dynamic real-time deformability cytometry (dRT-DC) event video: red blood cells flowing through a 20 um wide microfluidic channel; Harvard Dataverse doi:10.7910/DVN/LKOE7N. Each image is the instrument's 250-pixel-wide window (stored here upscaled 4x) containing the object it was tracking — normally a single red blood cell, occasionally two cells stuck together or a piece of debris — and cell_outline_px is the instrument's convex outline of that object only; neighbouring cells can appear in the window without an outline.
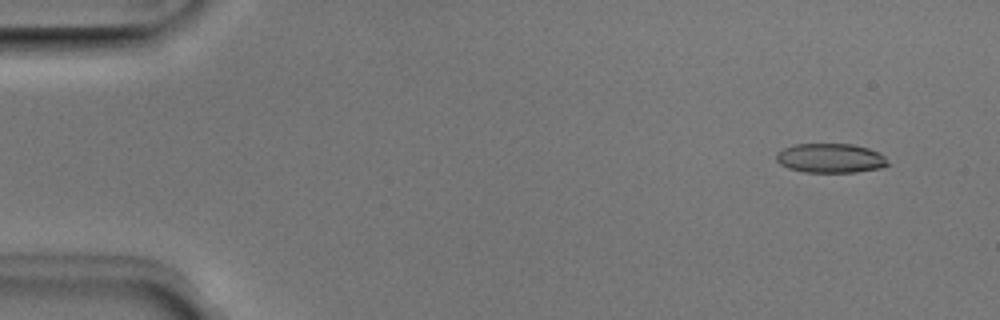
{"species": "Egyptian fruit bat (a non-hibernating species)", "species_latin": "Rousettus aegyptiacus", "temperature_condition": "room temperature", "stored_images_in_passage": 51, "camera_frame_rate_fps": 3000, "um_per_image_px": 0.085, "animal": {"sex": "male"}, "frame": {"image": 1, "passage_image": 4, "time_ms": 1.0, "image_size_px": [1000, 320], "cell_outline_px": [[892, 164], [880, 168], [856, 172], [804, 172], [788, 168], [780, 164], [776, 160], [776, 152], [792, 144], [852, 144], [868, 148], [880, 152]], "centroid_in_image_um": [70.6, 13.44], "position_along_channel_um": 14.4, "area_um2": 19.31}}
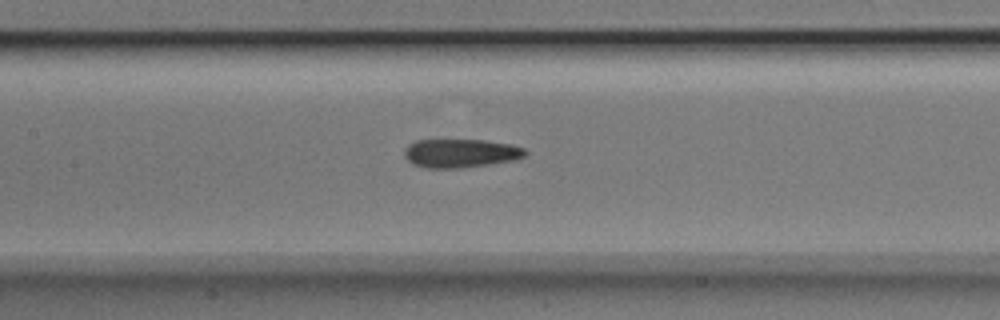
{"frame": {"image": 2, "passage_image": 24, "time_ms": 7.667, "image_size_px": [1000, 320], "cell_outline_px": [[528, 152], [524, 156], [512, 160], [488, 164], [460, 168], [424, 168], [412, 164], [404, 156], [404, 148], [408, 144], [416, 140], [484, 140], [512, 144], [524, 148]], "centroid_in_image_um": [39.11, 13.02], "position_along_channel_um": 168.3, "area_um2": 20.23}}
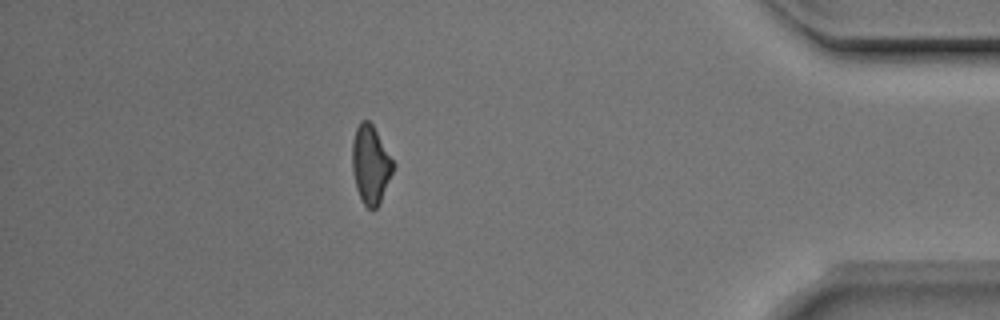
{"frame": {"image": 3, "passage_image": 45, "time_ms": 14.667, "image_size_px": [1000, 320], "cell_outline_px": [[396, 164], [380, 204], [376, 208], [368, 208], [364, 204], [356, 188], [352, 172], [352, 140], [356, 128], [360, 120], [368, 120], [372, 124]], "centroid_in_image_um": [31.5, 13.98], "position_along_channel_um": 403.7, "area_um2": 18.84}, "authors_computed_cell_mechanics": {"area_um2": 19.652, "velocity_mm_per_s": 3.9947, "shape_relaxation_time_tau1_ms": 7.1945, "shape_relaxation_time_tau2_ms": 1.7871, "deformation_change_tau1": 0.2027, "deformation_change_tau2": 0.111}}